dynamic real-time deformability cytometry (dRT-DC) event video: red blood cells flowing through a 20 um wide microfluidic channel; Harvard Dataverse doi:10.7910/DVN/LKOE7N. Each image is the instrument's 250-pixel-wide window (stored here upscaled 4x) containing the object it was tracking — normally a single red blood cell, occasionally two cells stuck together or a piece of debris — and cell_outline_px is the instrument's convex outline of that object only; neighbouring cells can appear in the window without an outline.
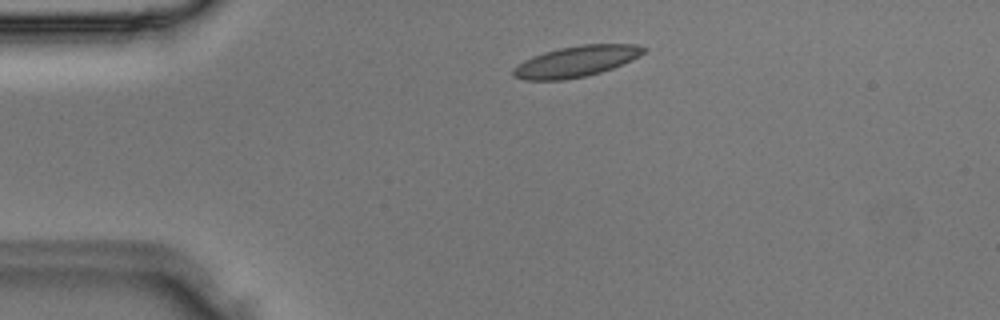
{"species": "Egyptian fruit bat (a non-hibernating species)", "species_latin": "Rousettus aegyptiacus", "temperature_condition": "room temperature", "stored_images_in_passage": 2, "camera_frame_rate_fps": 3000, "um_per_image_px": 0.085, "animal": {"sex": "male"}, "frame": {"image": 1, "passage_image": 1, "time_ms": 0.0, "image_size_px": [1000, 320], "cell_outline_px": [[648, 48], [644, 52], [612, 68], [600, 72], [584, 76], [564, 80], [524, 80], [512, 76], [512, 68], [524, 60], [532, 56], [544, 52], [560, 48], [580, 44], [636, 44]], "centroid_in_image_um": [48.9, 5.22], "position_along_channel_um": 36.1, "area_um2": 23.29}}